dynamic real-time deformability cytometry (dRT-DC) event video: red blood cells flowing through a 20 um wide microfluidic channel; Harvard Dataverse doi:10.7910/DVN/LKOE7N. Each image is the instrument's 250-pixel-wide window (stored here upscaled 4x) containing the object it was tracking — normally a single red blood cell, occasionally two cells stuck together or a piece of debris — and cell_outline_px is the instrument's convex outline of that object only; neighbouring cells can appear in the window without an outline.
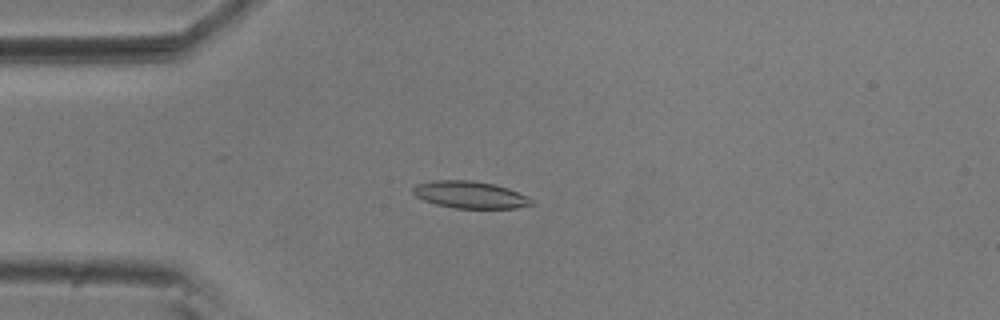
{"species": "common noctule bat (a hibernating species)", "species_latin": "Nyctalus noctula", "temperature_condition": "room temperature", "stored_images_in_passage": 48, "camera_frame_rate_fps": 3000, "um_per_image_px": 0.085, "animal": {"sex": "male", "body_mass_g": 20.5, "forearm_length_mm": 52.5}, "frame": {"image": 1, "passage_image": 6, "time_ms": 1.667, "image_size_px": [1000, 320], "cell_outline_px": [[536, 204], [516, 208], [456, 208], [436, 204], [424, 200], [416, 196], [412, 192], [412, 188], [416, 184], [432, 180], [472, 180], [496, 184], [508, 188], [528, 196]], "centroid_in_image_um": [39.97, 16.54], "position_along_channel_um": 45.0, "area_um2": 18.84}}
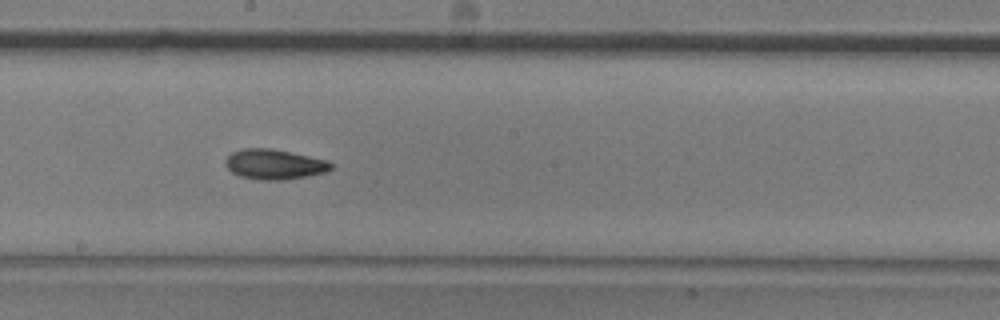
{"frame": {"image": 2, "passage_image": 22, "time_ms": 7.0, "image_size_px": [1000, 320], "cell_outline_px": [[332, 168], [328, 172], [308, 176], [284, 180], [260, 180], [240, 176], [232, 172], [224, 164], [224, 160], [232, 152], [244, 148], [268, 148], [328, 160], [332, 164]], "centroid_in_image_um": [23.32, 13.98], "position_along_channel_um": 224.9, "area_um2": 18.5}}
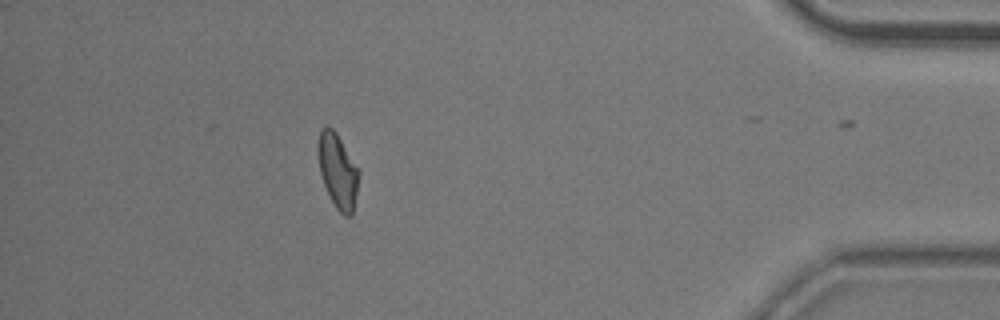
{"frame": {"image": 3, "passage_image": 41, "time_ms": 13.333, "image_size_px": [1000, 320], "cell_outline_px": [[360, 172], [352, 216], [344, 216], [336, 208], [324, 184], [320, 172], [316, 148], [320, 132], [324, 128], [332, 128], [336, 132]], "centroid_in_image_um": [28.7, 14.54], "position_along_channel_um": 406.5, "area_um2": 17.4}, "authors_computed_cell_mechanics": {"area_um2": 17.9469, "velocity_mm_per_s": 3.6741, "shape_relaxation_time_tau1_ms": 3.6721, "shape_relaxation_time_tau2_ms": 7.3129, "deformation_change_tau1": 0.1333, "deformation_change_tau2": 0.098}}